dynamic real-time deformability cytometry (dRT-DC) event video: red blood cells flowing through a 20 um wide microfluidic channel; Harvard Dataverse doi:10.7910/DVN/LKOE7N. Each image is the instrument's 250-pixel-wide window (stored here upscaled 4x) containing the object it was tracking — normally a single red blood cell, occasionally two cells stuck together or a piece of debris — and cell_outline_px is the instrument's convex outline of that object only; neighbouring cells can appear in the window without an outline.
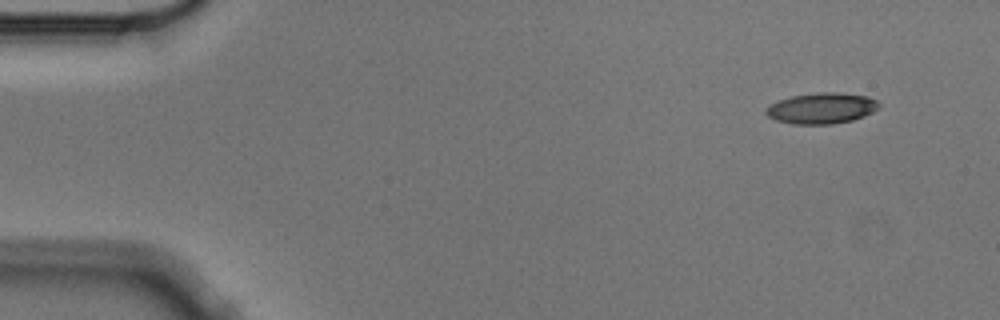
{"species": "Egyptian fruit bat (a non-hibernating species)", "species_latin": "Rousettus aegyptiacus", "temperature_condition": "cold", "stored_images_in_passage": 7, "camera_frame_rate_fps": 3000, "um_per_image_px": 0.085, "animal": {"sex": "male"}, "frame": {"image": 1, "passage_image": 1, "time_ms": 0.0, "image_size_px": [1000, 320], "cell_outline_px": [[880, 108], [864, 116], [852, 120], [832, 124], [792, 124], [776, 120], [768, 116], [764, 112], [764, 108], [780, 100], [792, 96], [820, 92], [840, 92], [868, 96], [876, 100], [880, 104]], "centroid_in_image_um": [69.85, 9.2], "position_along_channel_um": 15.1, "area_um2": 20.4}}
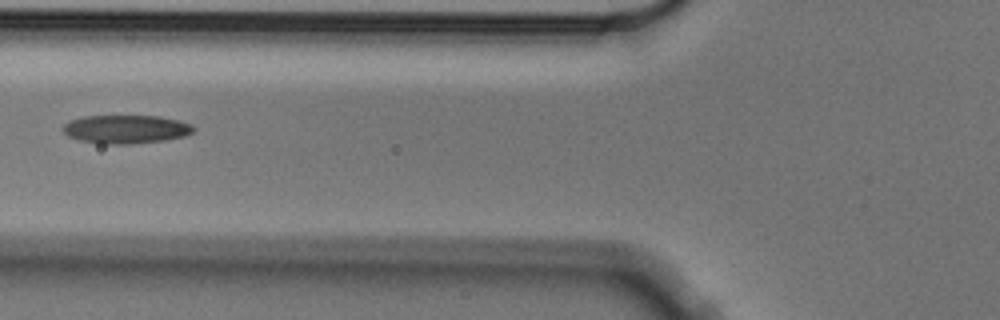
{"frame": {"image": 2, "passage_image": 5, "time_ms": 1.333, "image_size_px": [1000, 320], "cell_outline_px": [[196, 128], [192, 132], [184, 136], [164, 140], [132, 144], [100, 144], [80, 140], [68, 136], [64, 132], [64, 124], [68, 120], [84, 116], [160, 116], [192, 124]], "centroid_in_image_um": [10.69, 10.98], "position_along_channel_um": 115.1, "area_um2": 21.68}}
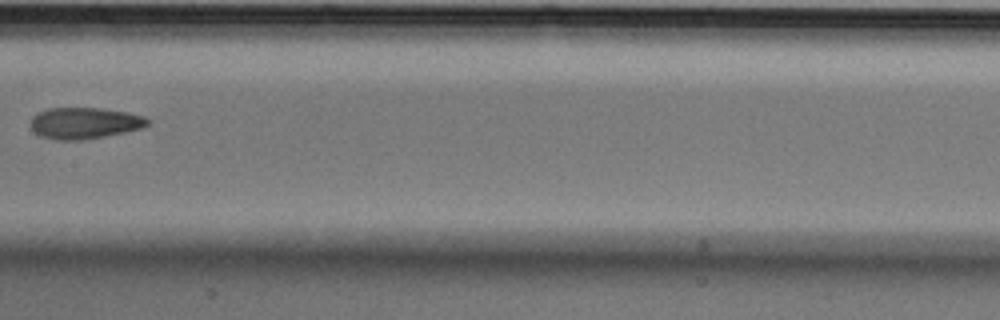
{"frame": {"image": 3, "passage_image": 7, "time_ms": 2.0, "image_size_px": [1000, 320], "cell_outline_px": [[148, 124], [140, 128], [124, 132], [104, 136], [80, 140], [56, 140], [40, 136], [28, 124], [32, 116], [36, 112], [48, 108], [100, 108], [128, 112], [144, 116], [148, 120]], "centroid_in_image_um": [7.12, 10.45], "position_along_channel_um": 200.3, "area_um2": 21.39}}